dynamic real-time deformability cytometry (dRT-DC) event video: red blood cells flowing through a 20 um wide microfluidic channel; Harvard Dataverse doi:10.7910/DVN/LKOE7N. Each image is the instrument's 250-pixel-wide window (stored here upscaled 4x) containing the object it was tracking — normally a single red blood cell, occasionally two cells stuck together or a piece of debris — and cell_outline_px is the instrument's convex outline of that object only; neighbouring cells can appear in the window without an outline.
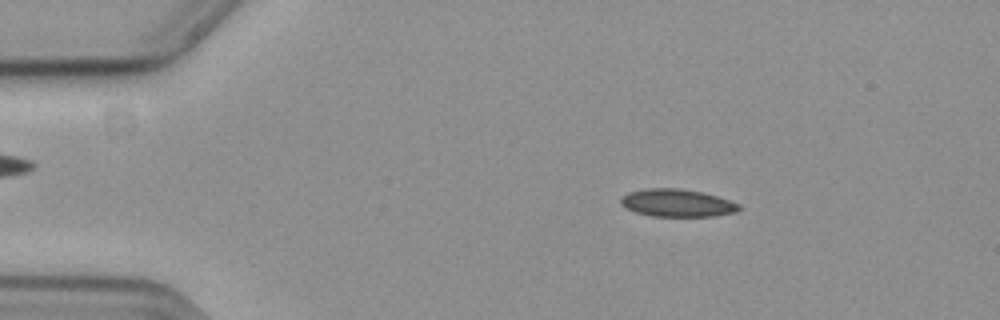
{"species": "common noctule bat (a hibernating species)", "species_latin": "Nyctalus noctula", "temperature_condition": "cold", "stored_images_in_passage": 56, "camera_frame_rate_fps": 3000, "um_per_image_px": 0.085, "animal": {"sex": "female", "body_mass_g": 19.3, "forearm_length_mm": 54.1}, "frame": {"image": 1, "passage_image": 9, "time_ms": 2.667, "image_size_px": [1000, 320], "cell_outline_px": [[740, 208], [736, 212], [712, 216], [652, 216], [636, 212], [620, 204], [620, 200], [624, 196], [632, 192], [648, 188], [680, 188], [700, 192], [716, 196], [740, 204]], "centroid_in_image_um": [57.57, 17.25], "position_along_channel_um": 27.4, "area_um2": 18.67}}
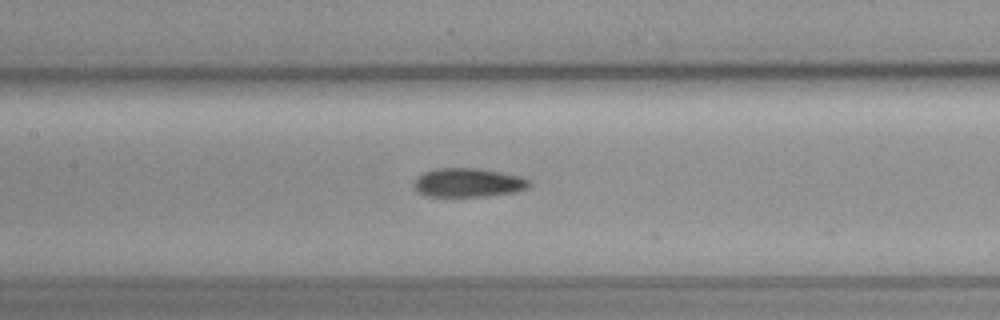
{"frame": {"image": 2, "passage_image": 26, "time_ms": 8.333, "image_size_px": [1000, 320], "cell_outline_px": [[532, 184], [528, 188], [516, 192], [488, 196], [428, 196], [420, 192], [416, 188], [416, 180], [424, 172], [440, 168], [480, 168], [520, 176], [532, 180]], "centroid_in_image_um": [39.91, 15.52], "position_along_channel_um": 167.5, "area_um2": 19.25}}
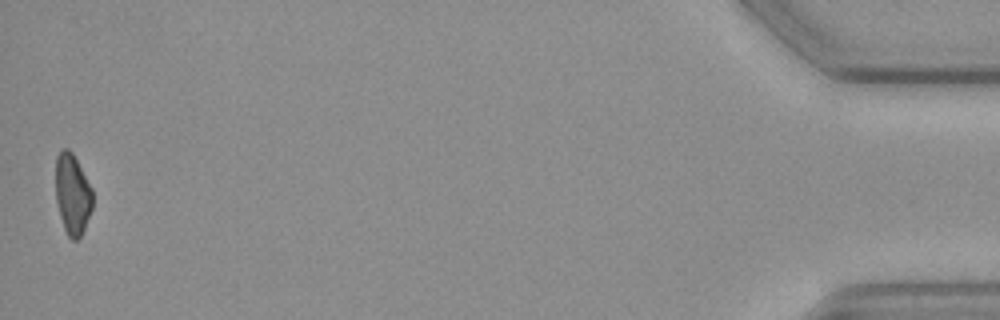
{"frame": {"image": 3, "passage_image": 56, "time_ms": 18.333, "image_size_px": [1000, 320], "cell_outline_px": [[92, 208], [84, 228], [80, 236], [76, 240], [72, 240], [68, 236], [64, 228], [60, 216], [56, 200], [56, 156], [64, 148], [68, 148], [72, 152], [92, 188]], "centroid_in_image_um": [6.15, 16.5], "position_along_channel_um": 429.0, "area_um2": 17.17}, "authors_computed_cell_mechanics": {"area_um2": 19.0451, "velocity_mm_per_s": 3.6289, "shape_relaxation_time_tau1_ms": 6.8885, "shape_relaxation_time_tau2_ms": null, "deformation_change_tau1": 0.1191, "deformation_change_tau2": null}}